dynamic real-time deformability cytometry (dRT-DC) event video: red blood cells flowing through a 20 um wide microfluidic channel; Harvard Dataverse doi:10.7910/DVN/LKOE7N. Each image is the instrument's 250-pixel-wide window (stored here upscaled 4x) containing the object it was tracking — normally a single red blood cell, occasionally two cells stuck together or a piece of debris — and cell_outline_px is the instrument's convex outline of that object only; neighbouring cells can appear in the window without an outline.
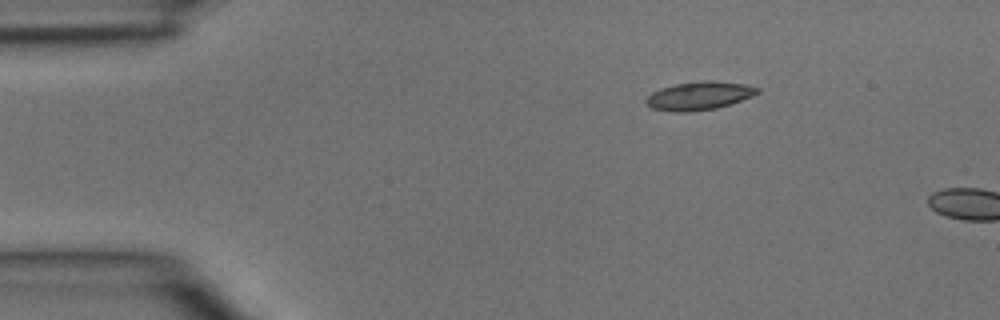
{"species": "common noctule bat (a hibernating species)", "species_latin": "Nyctalus noctula", "temperature_condition": "room temperature", "stored_images_in_passage": 3, "segment_of_instrument_passage": [2, 2], "camera_frame_rate_fps": 3000, "um_per_image_px": 0.085, "animal": {"sex": "male", "body_mass_g": 15.6}, "frame": {"image": 1, "passage_image": 3, "time_ms": 0.667, "image_size_px": [1000, 320], "cell_outline_px": [[760, 92], [752, 96], [716, 108], [688, 112], [672, 112], [652, 108], [644, 100], [652, 92], [660, 88], [676, 84], [704, 80], [712, 80], [744, 84], [760, 88]], "centroid_in_image_um": [59.41, 8.13], "position_along_channel_um": 25.6, "area_um2": 18.26}}